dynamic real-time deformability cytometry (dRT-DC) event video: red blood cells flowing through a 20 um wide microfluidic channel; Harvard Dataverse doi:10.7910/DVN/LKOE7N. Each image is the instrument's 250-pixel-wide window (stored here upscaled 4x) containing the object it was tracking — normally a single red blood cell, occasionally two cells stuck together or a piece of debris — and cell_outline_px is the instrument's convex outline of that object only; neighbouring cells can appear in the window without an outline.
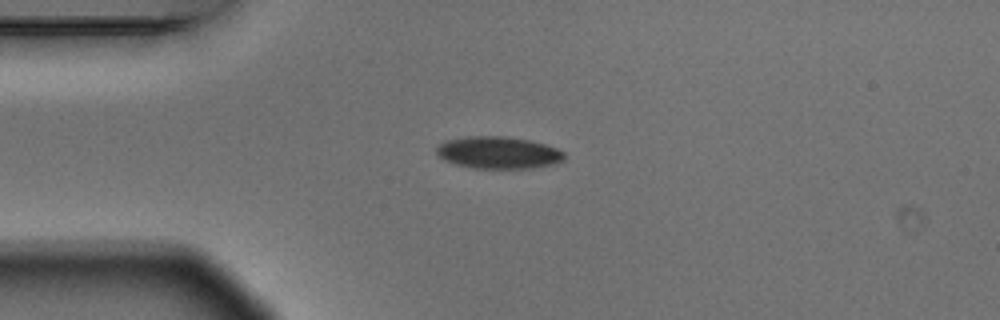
{"species": "Egyptian fruit bat (a non-hibernating species)", "species_latin": "Rousettus aegyptiacus", "temperature_condition": "warm", "stored_images_in_passage": 4, "camera_frame_rate_fps": 3000, "um_per_image_px": 0.085, "animal": {"sex": "male"}, "frame": {"image": 1, "passage_image": 3, "time_ms": 0.667, "image_size_px": [1000, 320], "cell_outline_px": [[564, 160], [556, 164], [532, 168], [476, 168], [456, 164], [444, 160], [436, 152], [436, 148], [440, 144], [448, 140], [468, 136], [508, 136], [532, 140], [556, 148], [564, 152]], "centroid_in_image_um": [42.4, 12.97], "position_along_channel_um": 42.6, "area_um2": 23.93}}